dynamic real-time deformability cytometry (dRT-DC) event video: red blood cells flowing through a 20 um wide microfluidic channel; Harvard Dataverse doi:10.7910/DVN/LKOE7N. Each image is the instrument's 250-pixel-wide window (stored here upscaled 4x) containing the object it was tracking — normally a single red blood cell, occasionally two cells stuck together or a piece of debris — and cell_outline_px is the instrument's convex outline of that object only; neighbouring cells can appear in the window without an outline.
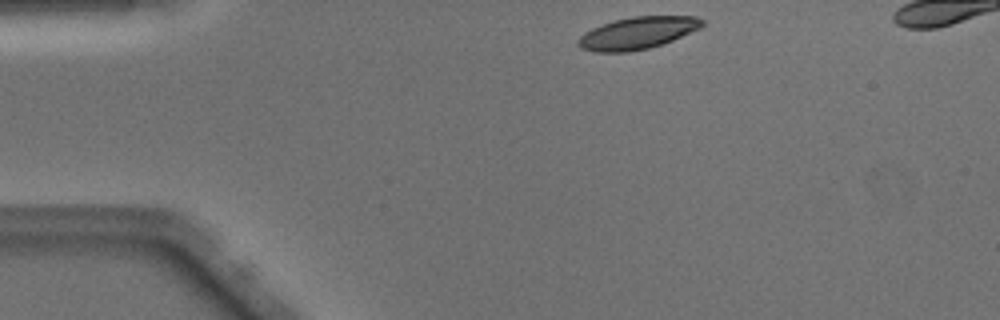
{"species": "Egyptian fruit bat (a non-hibernating species)", "species_latin": "Rousettus aegyptiacus", "temperature_condition": "warm", "stored_images_in_passage": 39, "camera_frame_rate_fps": 3000, "um_per_image_px": 0.085, "animal": {"sex": "male"}, "frame": {"image": 1, "passage_image": 1, "time_ms": 0.0, "image_size_px": [1000, 320], "cell_outline_px": [[704, 24], [700, 28], [672, 40], [648, 48], [628, 52], [596, 52], [580, 48], [576, 44], [576, 40], [580, 36], [592, 28], [616, 20], [632, 16], [696, 16], [704, 20]], "centroid_in_image_um": [54.17, 2.81], "position_along_channel_um": 30.8, "area_um2": 23.06}}
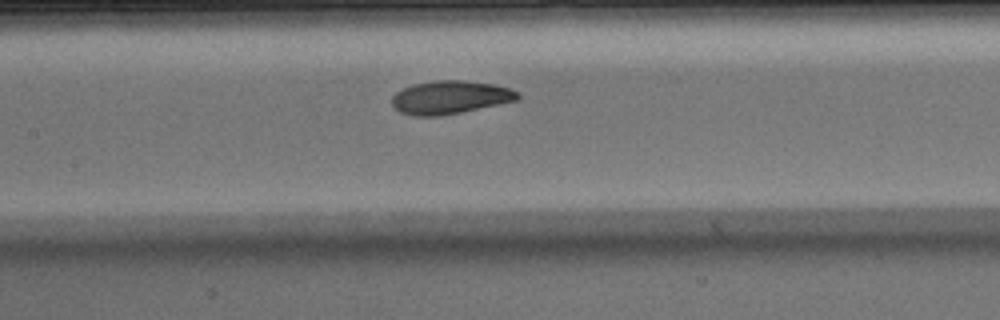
{"frame": {"image": 2, "passage_image": 15, "time_ms": 4.667, "image_size_px": [1000, 320], "cell_outline_px": [[520, 96], [516, 100], [460, 112], [440, 116], [412, 116], [400, 112], [392, 104], [392, 96], [396, 92], [412, 84], [436, 80], [464, 80], [492, 84], [508, 88], [516, 92]], "centroid_in_image_um": [38.2, 8.27], "position_along_channel_um": 169.2, "area_um2": 24.04}}
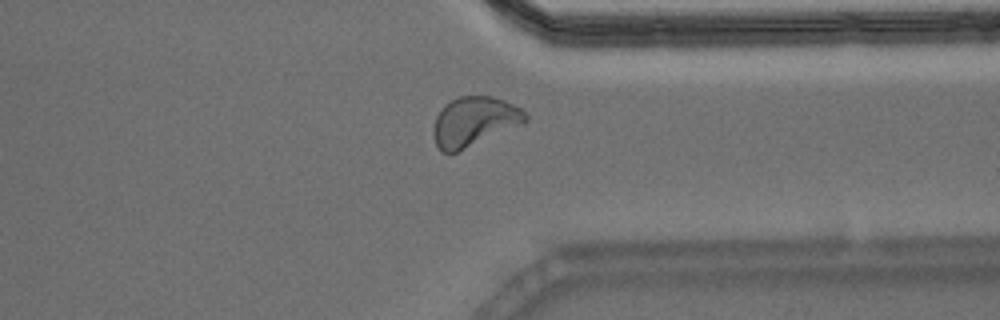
{"frame": {"image": 3, "passage_image": 30, "time_ms": 9.667, "image_size_px": [1000, 320], "cell_outline_px": [[528, 120], [524, 124], [456, 152], [440, 152], [436, 144], [436, 116], [440, 108], [444, 104], [460, 96], [492, 96], [504, 100], [520, 108], [528, 116]], "centroid_in_image_um": [40.35, 10.31], "position_along_channel_um": 371.0, "area_um2": 26.13}}